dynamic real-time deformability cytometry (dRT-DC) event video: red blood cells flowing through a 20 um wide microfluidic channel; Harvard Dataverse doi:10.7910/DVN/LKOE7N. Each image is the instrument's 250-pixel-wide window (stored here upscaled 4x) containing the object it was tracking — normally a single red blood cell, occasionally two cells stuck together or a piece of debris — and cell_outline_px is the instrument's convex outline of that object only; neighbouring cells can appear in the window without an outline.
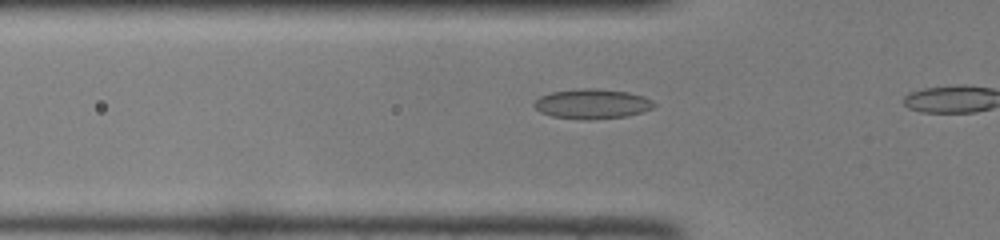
{"species": "common noctule bat (a hibernating species)", "species_latin": "Nyctalus noctula", "temperature_condition": "room temperature", "stored_images_in_passage": 9, "camera_frame_rate_fps": 3000, "um_per_image_px": 0.085, "animal": {"sex": "female", "body_mass_g": 22.0, "forearm_length_mm": 56.7}, "frame": {"image": 1, "passage_image": 8, "time_ms": 2.333, "image_size_px": [1000, 240], "cell_outline_px": [[656, 104], [652, 108], [640, 112], [624, 116], [592, 120], [588, 120], [552, 116], [540, 112], [532, 104], [540, 96], [552, 92], [580, 88], [596, 88], [628, 92], [644, 96], [652, 100]], "centroid_in_image_um": [50.32, 8.82], "position_along_channel_um": 75.5, "area_um2": 20.75}}